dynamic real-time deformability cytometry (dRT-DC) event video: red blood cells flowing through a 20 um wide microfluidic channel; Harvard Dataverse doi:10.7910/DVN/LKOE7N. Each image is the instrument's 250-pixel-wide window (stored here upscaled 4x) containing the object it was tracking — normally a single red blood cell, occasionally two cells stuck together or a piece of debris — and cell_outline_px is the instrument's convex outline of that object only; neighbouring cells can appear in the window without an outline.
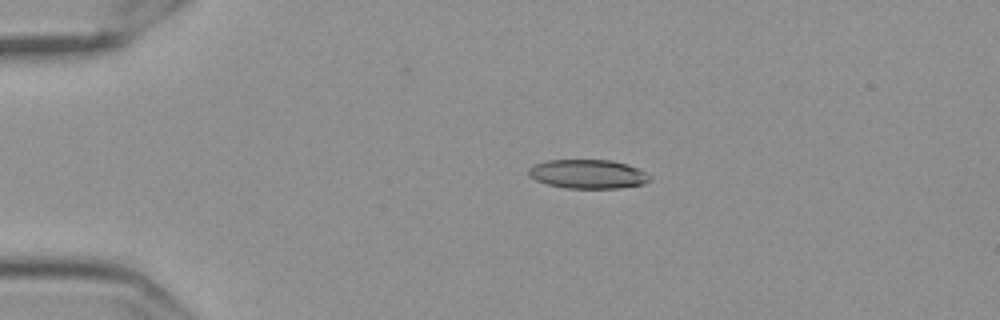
{"species": "Egyptian fruit bat (a non-hibernating species)", "species_latin": "Rousettus aegyptiacus", "temperature_condition": "cold", "stored_images_in_passage": 58, "camera_frame_rate_fps": 3000, "um_per_image_px": 0.085, "frame": {"image": 1, "passage_image": 13, "time_ms": 4.0, "image_size_px": [1000, 320], "cell_outline_px": [[652, 180], [644, 184], [620, 188], [564, 188], [548, 184], [536, 180], [528, 176], [528, 168], [532, 164], [548, 160], [612, 160], [628, 164], [652, 176]], "centroid_in_image_um": [49.97, 14.79], "position_along_channel_um": 35.0, "area_um2": 20.69}}
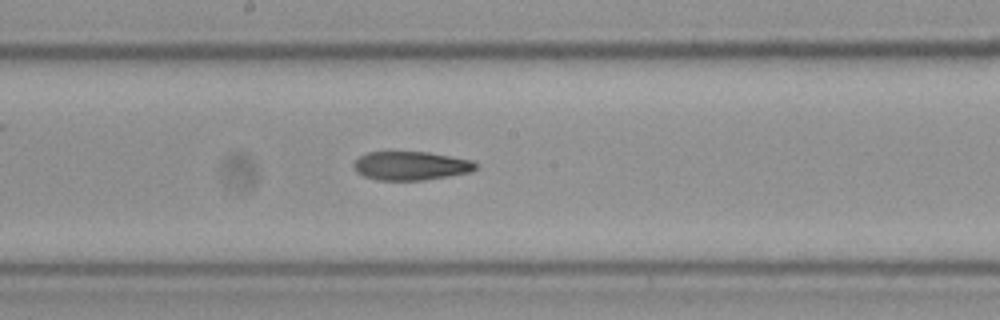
{"frame": {"image": 2, "passage_image": 32, "time_ms": 10.333, "image_size_px": [1000, 320], "cell_outline_px": [[476, 168], [472, 172], [424, 180], [376, 180], [364, 176], [356, 172], [352, 164], [360, 156], [368, 152], [428, 152], [472, 160], [476, 164]], "centroid_in_image_um": [34.91, 14.09], "position_along_channel_um": 213.3, "area_um2": 20.4}}
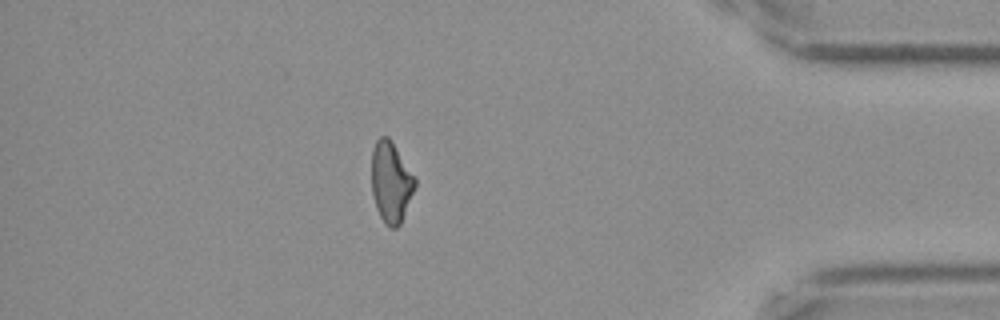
{"frame": {"image": 3, "passage_image": 51, "time_ms": 16.667, "image_size_px": [1000, 320], "cell_outline_px": [[416, 184], [400, 224], [396, 228], [392, 228], [384, 224], [376, 208], [372, 192], [372, 148], [376, 140], [380, 136], [388, 136], [416, 180]], "centroid_in_image_um": [33.2, 15.49], "position_along_channel_um": 402.0, "area_um2": 20.06}, "authors_computed_cell_mechanics": {"area_um2": 20.8947, "velocity_mm_per_s": 3.5423, "shape_relaxation_time_tau1_ms": null, "shape_relaxation_time_tau2_ms": 3.3946, "deformation_change_tau1": null, "deformation_change_tau2": 0.1161}}